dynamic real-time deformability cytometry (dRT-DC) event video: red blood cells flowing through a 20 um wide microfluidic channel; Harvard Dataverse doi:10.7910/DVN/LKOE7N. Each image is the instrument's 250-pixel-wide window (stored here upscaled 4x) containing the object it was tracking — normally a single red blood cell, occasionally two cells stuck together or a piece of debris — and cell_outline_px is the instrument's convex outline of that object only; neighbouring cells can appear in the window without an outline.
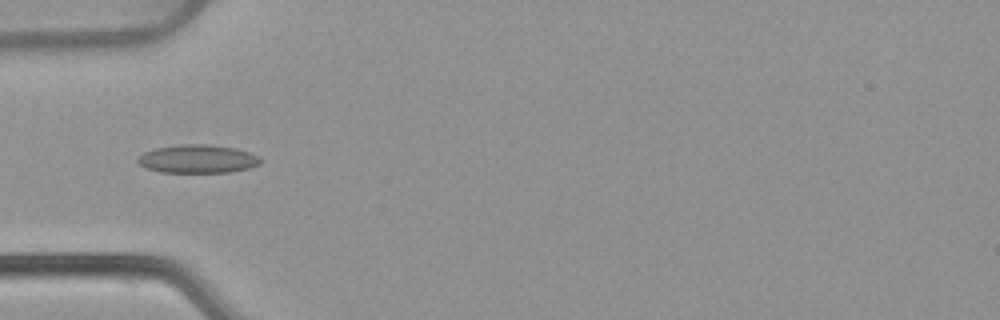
{"species": "common noctule bat (a hibernating species)", "species_latin": "Nyctalus noctula", "temperature_condition": "warm", "stored_images_in_passage": 8, "camera_frame_rate_fps": 3000, "um_per_image_px": 0.085, "animal": {"sex": "female", "body_mass_g": 22.7, "forearm_length_mm": 54.2}, "frame": {"image": 1, "passage_image": 5, "time_ms": 1.333, "image_size_px": [1000, 320], "cell_outline_px": [[260, 164], [248, 168], [228, 172], [160, 172], [144, 168], [136, 160], [144, 152], [156, 148], [180, 144], [208, 144], [236, 148], [248, 152], [256, 156], [260, 160]], "centroid_in_image_um": [16.76, 13.5], "position_along_channel_um": 68.2, "area_um2": 20.11}}